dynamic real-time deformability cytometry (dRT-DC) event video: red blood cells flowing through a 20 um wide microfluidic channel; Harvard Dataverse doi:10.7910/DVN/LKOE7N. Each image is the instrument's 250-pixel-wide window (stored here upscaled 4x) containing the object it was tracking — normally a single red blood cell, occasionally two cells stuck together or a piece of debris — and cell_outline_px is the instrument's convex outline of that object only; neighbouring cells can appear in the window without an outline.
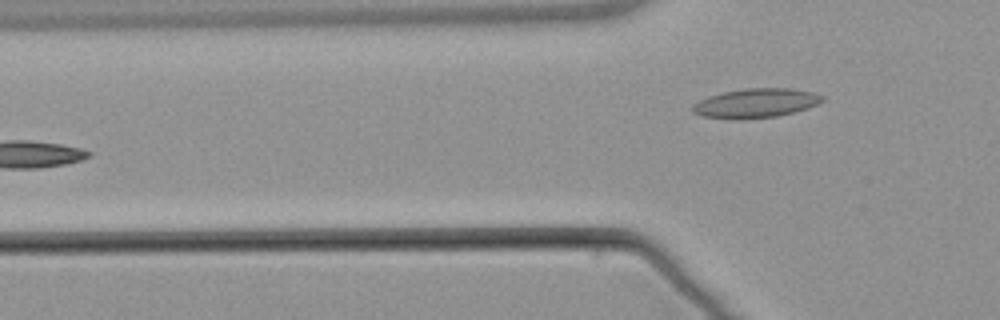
{"species": "common noctule bat (a hibernating species)", "species_latin": "Nyctalus noctula", "temperature_condition": "warm", "stored_images_in_passage": 7, "camera_frame_rate_fps": 3000, "um_per_image_px": 0.085, "animal": {"sex": "male", "body_mass_g": 21.5, "forearm_length_mm": 52.0}, "frame": {"image": 1, "passage_image": 7, "time_ms": 7.333, "image_size_px": [1000, 320], "cell_outline_px": [[824, 100], [808, 108], [776, 116], [744, 120], [736, 120], [704, 116], [692, 112], [692, 104], [708, 96], [724, 92], [744, 88], [788, 88], [812, 92], [824, 96]], "centroid_in_image_um": [64.21, 8.77], "position_along_channel_um": 61.6, "area_um2": 22.14}}